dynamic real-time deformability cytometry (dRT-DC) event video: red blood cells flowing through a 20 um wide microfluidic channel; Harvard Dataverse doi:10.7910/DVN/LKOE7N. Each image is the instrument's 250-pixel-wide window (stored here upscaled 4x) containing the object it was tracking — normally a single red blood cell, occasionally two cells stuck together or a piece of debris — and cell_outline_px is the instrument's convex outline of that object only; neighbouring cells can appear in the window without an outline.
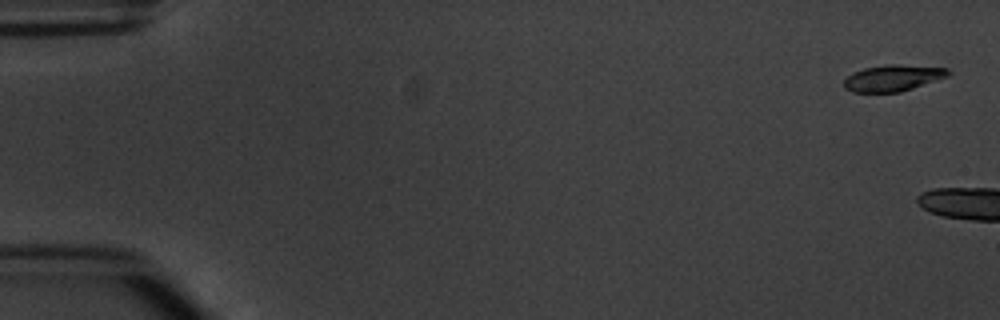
{"species": "common noctule bat (a hibernating species)", "species_latin": "Nyctalus noctula", "temperature_condition": "warm", "stored_images_in_passage": 2, "camera_frame_rate_fps": 3000, "um_per_image_px": 0.085, "animal": {"sex": "male", "body_mass_g": 20.1, "forearm_length_mm": 53.5}, "frame": {"image": 1, "passage_image": 1, "time_ms": 0.0, "image_size_px": [1000, 320], "cell_outline_px": [[952, 72], [948, 76], [900, 92], [852, 92], [844, 88], [844, 80], [852, 72], [864, 68], [888, 64], [896, 64], [948, 68]], "centroid_in_image_um": [75.88, 6.62], "position_along_channel_um": 9.1, "area_um2": 15.95}}